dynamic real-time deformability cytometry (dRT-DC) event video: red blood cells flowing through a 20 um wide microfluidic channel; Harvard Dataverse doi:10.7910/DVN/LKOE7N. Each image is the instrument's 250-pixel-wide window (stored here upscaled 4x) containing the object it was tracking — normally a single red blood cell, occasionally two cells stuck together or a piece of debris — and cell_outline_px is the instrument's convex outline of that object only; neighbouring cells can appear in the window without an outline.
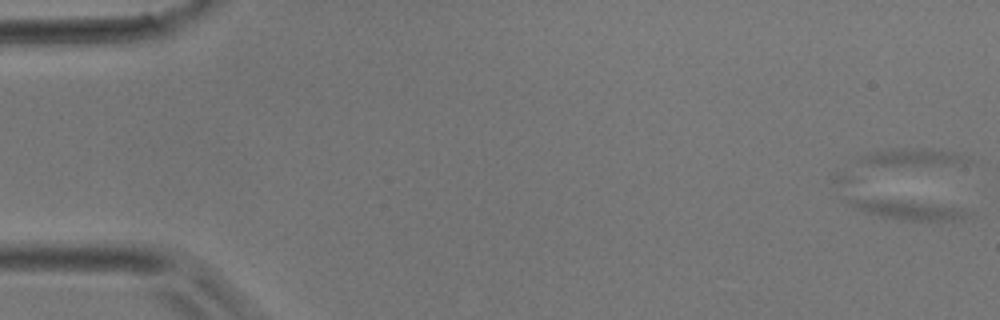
{"species": "common noctule bat (a hibernating species)", "species_latin": "Nyctalus noctula", "temperature_condition": "room temperature", "stored_images_in_passage": 5, "camera_frame_rate_fps": 3000, "um_per_image_px": 0.085, "animal": {"sex": "male", "body_mass_g": 17.9}, "frame": {"image": 1, "passage_image": 1, "time_ms": 0.0, "image_size_px": [1000, 320], "cell_outline_px": [[976, 216], [964, 220], [908, 220], [884, 216], [868, 212], [856, 208], [848, 204], [848, 196], [852, 196], [896, 200], [964, 208], [972, 212]], "centroid_in_image_um": [77.29, 17.81], "position_along_channel_um": 7.7, "area_um2": 13.41}}